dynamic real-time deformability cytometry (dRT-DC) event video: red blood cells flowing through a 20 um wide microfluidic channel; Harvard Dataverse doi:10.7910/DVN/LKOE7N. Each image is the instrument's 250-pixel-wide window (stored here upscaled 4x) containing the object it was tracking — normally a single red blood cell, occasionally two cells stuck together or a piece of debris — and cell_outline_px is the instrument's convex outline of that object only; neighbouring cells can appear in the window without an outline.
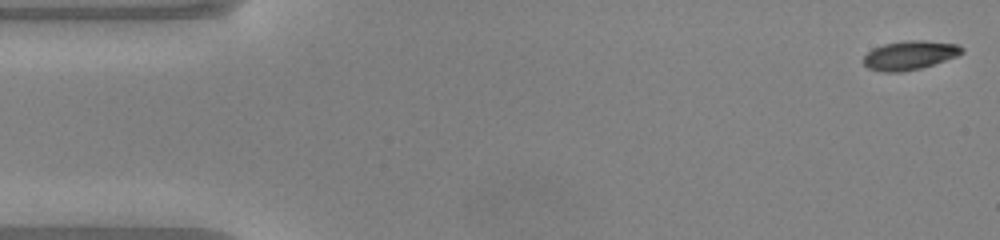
{"species": "common noctule bat (a hibernating species)", "species_latin": "Nyctalus noctula", "temperature_condition": "warm", "stored_images_in_passage": 49, "camera_frame_rate_fps": 3000, "um_per_image_px": 0.085, "animal": {"sex": "male", "body_mass_g": 20.0, "forearm_length_mm": 53.3}, "frame": {"image": 1, "passage_image": 1, "time_ms": 0.0, "image_size_px": [1000, 240], "cell_outline_px": [[964, 52], [956, 56], [920, 68], [900, 72], [880, 72], [868, 68], [864, 64], [864, 56], [872, 48], [884, 44], [904, 40], [924, 40], [956, 44], [964, 48]], "centroid_in_image_um": [77.3, 4.69], "position_along_channel_um": 7.7, "area_um2": 16.53}}
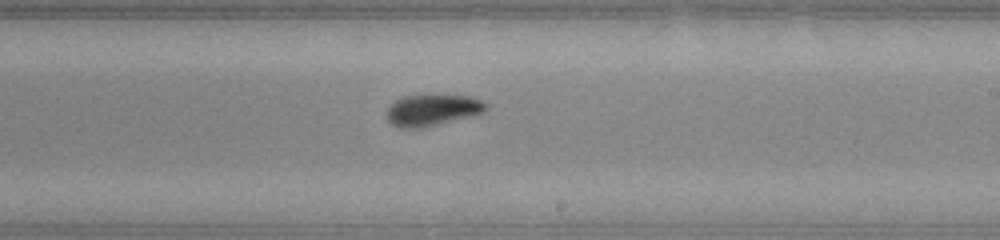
{"frame": {"image": 2, "passage_image": 28, "time_ms": 9.0, "image_size_px": [1000, 240], "cell_outline_px": [[488, 108], [484, 112], [420, 128], [400, 128], [392, 124], [388, 120], [388, 104], [400, 96], [428, 92], [432, 92], [472, 96], [488, 104]], "centroid_in_image_um": [36.73, 9.27], "position_along_channel_um": 252.3, "area_um2": 18.9}}
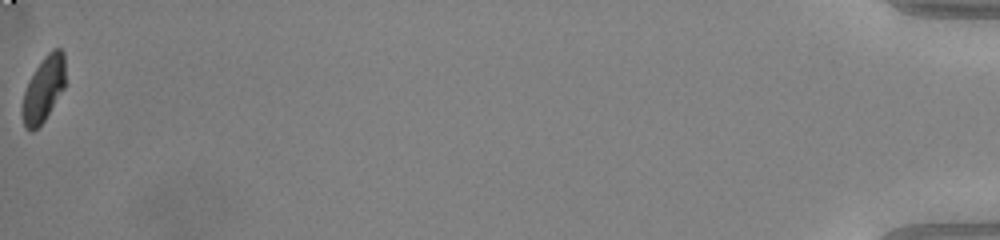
{"frame": {"image": 3, "passage_image": 49, "time_ms": 16.0, "image_size_px": [1000, 240], "cell_outline_px": [[64, 88], [44, 120], [32, 132], [24, 128], [20, 112], [24, 92], [28, 80], [44, 56], [52, 48], [60, 48], [64, 52]], "centroid_in_image_um": [3.66, 7.58], "position_along_channel_um": 431.5, "area_um2": 16.42}, "authors_computed_cell_mechanics": {"area_um2": 17.918, "velocity_mm_per_s": 4.096, "shape_relaxation_time_tau1_ms": 3.0494, "shape_relaxation_time_tau2_ms": 2.035, "deformation_change_tau1": 0.1636, "deformation_change_tau2": 0.0556}}